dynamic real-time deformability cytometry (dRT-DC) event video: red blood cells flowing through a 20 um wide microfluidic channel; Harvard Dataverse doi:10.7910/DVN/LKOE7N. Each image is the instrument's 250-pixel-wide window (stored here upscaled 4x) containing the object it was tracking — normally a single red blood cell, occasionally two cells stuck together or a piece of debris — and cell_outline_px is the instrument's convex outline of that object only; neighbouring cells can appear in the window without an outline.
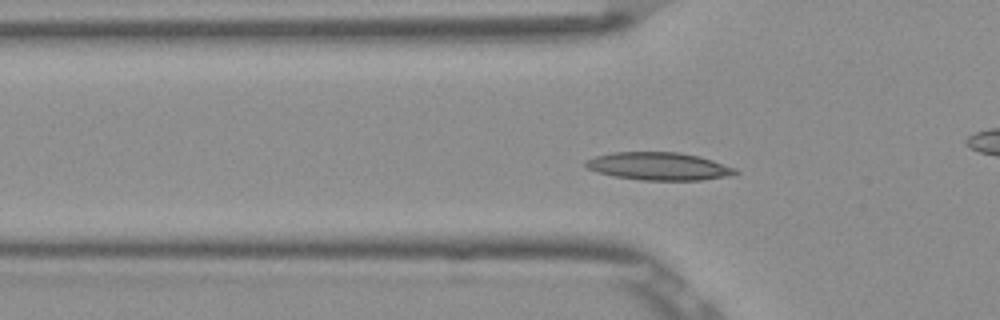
{"species": "Egyptian fruit bat (a non-hibernating species)", "species_latin": "Rousettus aegyptiacus", "temperature_condition": "room temperature", "stored_images_in_passage": 53, "camera_frame_rate_fps": 3000, "um_per_image_px": 0.085, "frame": {"image": 1, "passage_image": 16, "time_ms": 5.0, "image_size_px": [1000, 320], "cell_outline_px": [[740, 172], [728, 176], [700, 180], [640, 180], [612, 176], [588, 168], [584, 164], [584, 160], [596, 156], [612, 152], [680, 152], [700, 156], [736, 168]], "centroid_in_image_um": [56.0, 14.13], "position_along_channel_um": 69.8, "area_um2": 24.28}}
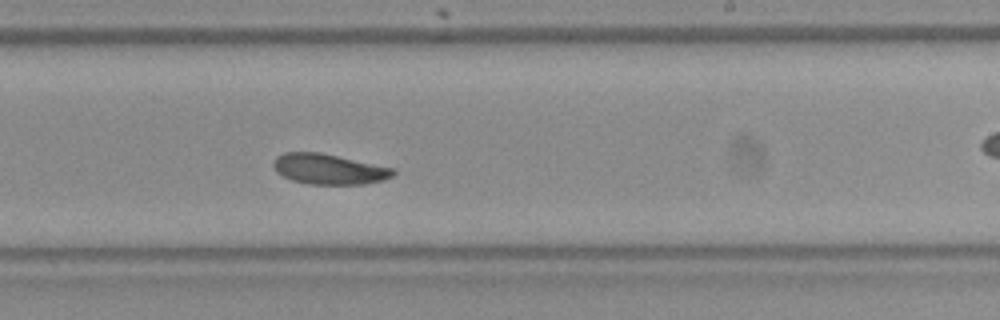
{"frame": {"image": 2, "passage_image": 31, "time_ms": 10.0, "image_size_px": [1000, 320], "cell_outline_px": [[396, 172], [392, 176], [384, 180], [364, 184], [308, 184], [292, 180], [276, 172], [272, 164], [272, 160], [276, 156], [284, 152], [320, 152], [396, 168]], "centroid_in_image_um": [27.96, 14.36], "position_along_channel_um": 261.0, "area_um2": 21.44}}
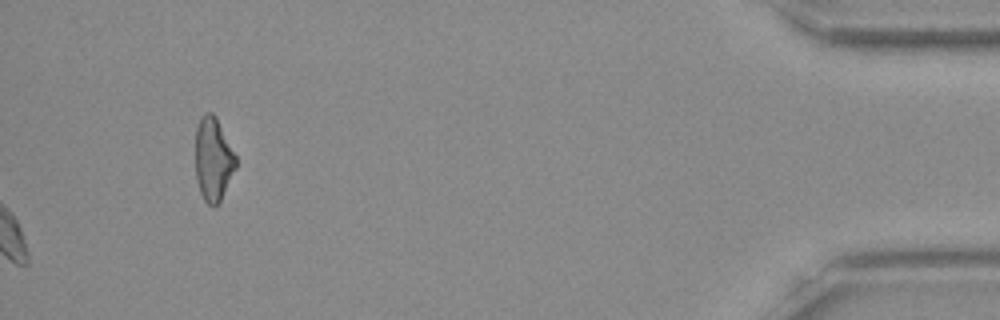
{"frame": {"image": 3, "passage_image": 53, "time_ms": 17.333, "image_size_px": [1000, 320], "cell_outline_px": [[236, 168], [220, 200], [212, 208], [204, 200], [200, 192], [196, 180], [196, 128], [200, 116], [204, 112], [212, 112], [216, 116], [236, 156]], "centroid_in_image_um": [18.11, 13.51], "position_along_channel_um": 417.1, "area_um2": 19.65}, "authors_computed_cell_mechanics": {"area_um2": 21.7906, "velocity_mm_per_s": 3.8241, "shape_relaxation_time_tau1_ms": 3.6016, "shape_relaxation_time_tau2_ms": null, "deformation_change_tau1": 0.1351, "deformation_change_tau2": null}}